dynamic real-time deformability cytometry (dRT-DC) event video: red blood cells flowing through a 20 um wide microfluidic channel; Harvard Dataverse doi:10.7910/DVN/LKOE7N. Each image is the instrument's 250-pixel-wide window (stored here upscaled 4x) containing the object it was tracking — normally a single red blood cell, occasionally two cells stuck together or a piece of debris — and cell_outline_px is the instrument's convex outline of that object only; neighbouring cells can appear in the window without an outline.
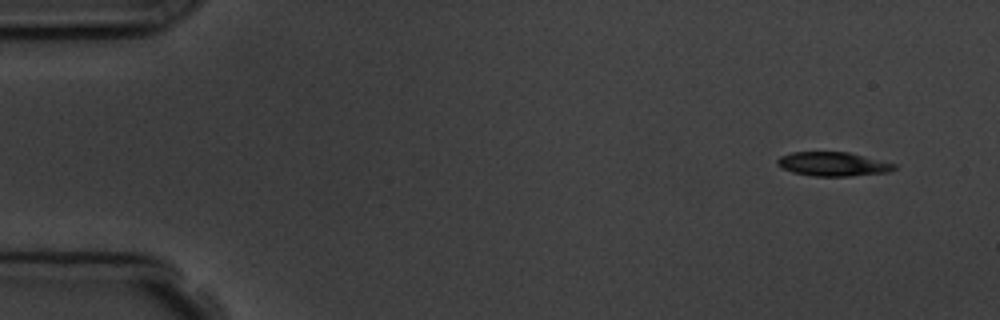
{"species": "common noctule bat (a hibernating species)", "species_latin": "Nyctalus noctula", "temperature_condition": "room temperature", "stored_images_in_passage": 5, "camera_frame_rate_fps": 3000, "um_per_image_px": 0.085, "animal": {"sex": "male", "body_mass_g": 19.5, "forearm_length_mm": 54.6}, "frame": {"image": 1, "passage_image": 1, "time_ms": 0.0, "image_size_px": [1000, 320], "cell_outline_px": [[896, 168], [888, 172], [852, 176], [812, 176], [792, 172], [776, 164], [776, 160], [780, 156], [792, 152], [848, 152], [896, 164]], "centroid_in_image_um": [70.79, 13.95], "position_along_channel_um": 14.2, "area_um2": 16.3}}
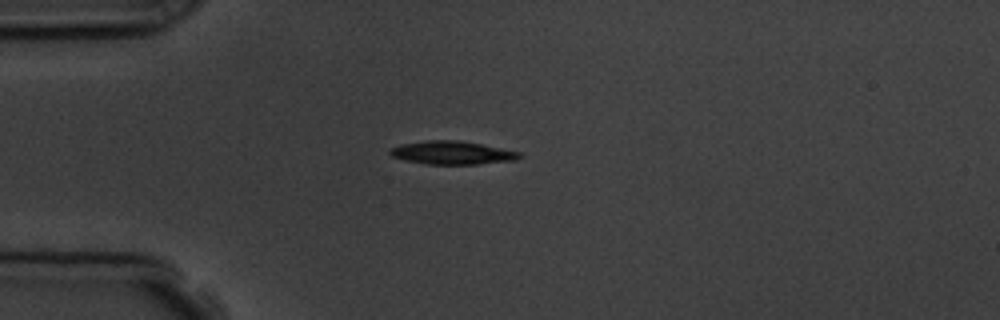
{"frame": {"image": 2, "passage_image": 4, "time_ms": 3.333, "image_size_px": [1000, 320], "cell_outline_px": [[520, 156], [516, 160], [476, 164], [428, 164], [404, 160], [392, 156], [388, 152], [392, 148], [400, 144], [428, 140], [460, 140], [520, 152]], "centroid_in_image_um": [38.4, 12.98], "position_along_channel_um": 46.6, "area_um2": 17.34}}